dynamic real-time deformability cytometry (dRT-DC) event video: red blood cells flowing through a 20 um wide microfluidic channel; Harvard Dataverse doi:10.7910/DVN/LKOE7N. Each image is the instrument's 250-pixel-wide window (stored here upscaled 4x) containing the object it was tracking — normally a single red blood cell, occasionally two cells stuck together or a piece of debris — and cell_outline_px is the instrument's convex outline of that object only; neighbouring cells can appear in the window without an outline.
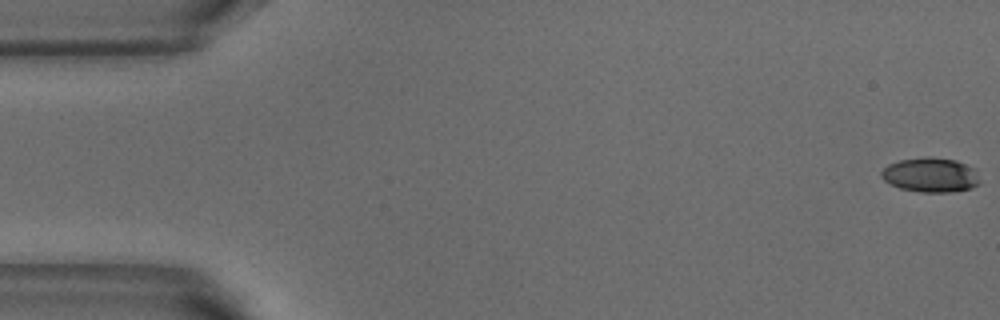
{"species": "common noctule bat (a hibernating species)", "species_latin": "Nyctalus noctula", "temperature_condition": "warm", "stored_images_in_passage": 6, "segment_of_instrument_passage": [1, 2], "camera_frame_rate_fps": 3000, "um_per_image_px": 0.085, "animal": {"sex": "male", "body_mass_g": 18.8}, "frame": {"image": 1, "passage_image": 1, "time_ms": 0.0, "image_size_px": [1000, 320], "cell_outline_px": [[980, 184], [972, 188], [948, 192], [920, 192], [900, 188], [884, 180], [880, 176], [880, 172], [888, 164], [900, 160], [928, 156], [956, 160], [976, 168], [980, 180]], "centroid_in_image_um": [79.13, 14.86], "position_along_channel_um": 5.9, "area_um2": 20.0}}
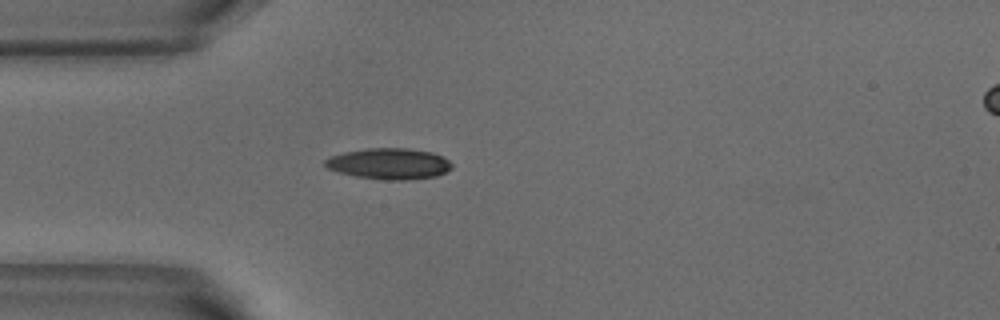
{"frame": {"image": 2, "passage_image": 5, "time_ms": 1.333, "image_size_px": [1000, 320], "cell_outline_px": [[452, 168], [448, 172], [436, 176], [404, 180], [384, 180], [356, 176], [336, 172], [328, 168], [324, 164], [324, 160], [332, 156], [344, 152], [368, 148], [408, 148], [432, 152], [444, 156], [452, 164]], "centroid_in_image_um": [33.1, 13.91], "position_along_channel_um": 51.9, "area_um2": 23.06}}